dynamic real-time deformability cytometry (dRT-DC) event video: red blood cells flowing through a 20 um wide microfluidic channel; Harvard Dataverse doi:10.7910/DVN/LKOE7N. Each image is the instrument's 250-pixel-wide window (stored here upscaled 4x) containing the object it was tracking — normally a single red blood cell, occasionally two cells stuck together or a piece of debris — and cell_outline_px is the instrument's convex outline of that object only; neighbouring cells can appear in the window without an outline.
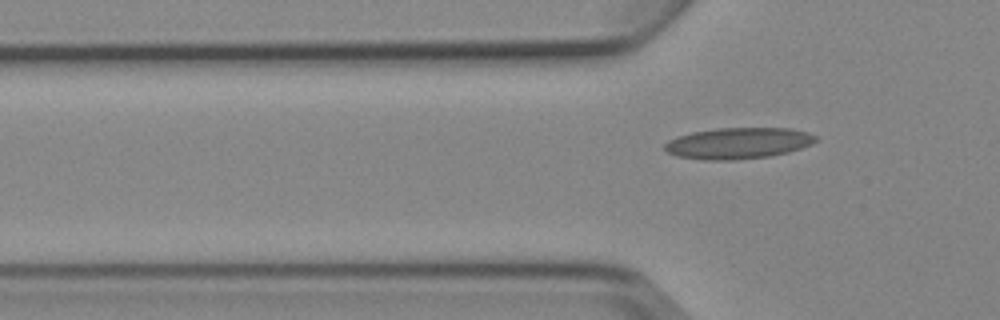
{"species": "Egyptian fruit bat (a non-hibernating species)", "species_latin": "Rousettus aegyptiacus", "temperature_condition": "cold", "stored_images_in_passage": 6, "segment_of_instrument_passage": [2, 2], "camera_frame_rate_fps": 3000, "um_per_image_px": 0.085, "animal": {"sex": "female"}, "frame": {"image": 1, "passage_image": 6, "time_ms": 6.0, "image_size_px": [1000, 320], "cell_outline_px": [[820, 140], [812, 144], [788, 152], [768, 156], [732, 160], [704, 160], [676, 156], [668, 152], [664, 148], [664, 144], [668, 140], [676, 136], [692, 132], [716, 128], [792, 128], [808, 132], [820, 136]], "centroid_in_image_um": [62.78, 12.16], "position_along_channel_um": 63.0, "area_um2": 27.74}}